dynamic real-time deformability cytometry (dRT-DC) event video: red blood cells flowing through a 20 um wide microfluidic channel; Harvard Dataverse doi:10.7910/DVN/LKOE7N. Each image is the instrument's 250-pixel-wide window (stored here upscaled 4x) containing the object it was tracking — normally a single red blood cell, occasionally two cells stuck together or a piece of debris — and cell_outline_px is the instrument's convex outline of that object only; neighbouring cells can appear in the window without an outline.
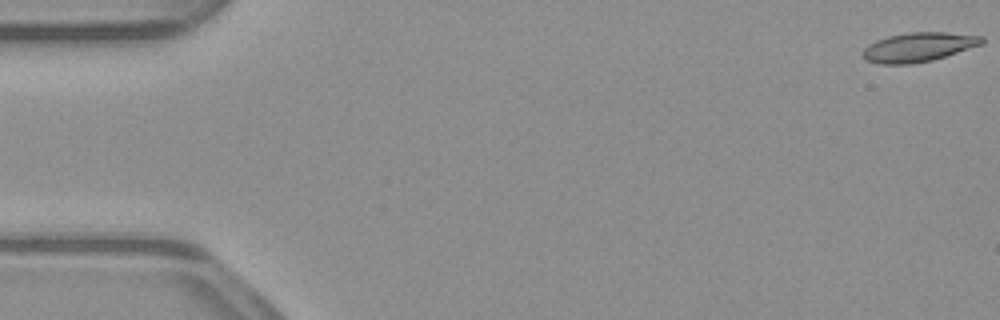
{"species": "common noctule bat (a hibernating species)", "species_latin": "Nyctalus noctula", "temperature_condition": "warm", "stored_images_in_passage": 53, "camera_frame_rate_fps": 3000, "um_per_image_px": 0.085, "animal": {"sex": "male", "body_mass_g": 23.1, "forearm_length_mm": 52.7}, "frame": {"image": 1, "passage_image": 1, "time_ms": 0.0, "image_size_px": [1000, 320], "cell_outline_px": [[984, 44], [932, 60], [912, 64], [880, 64], [864, 60], [860, 56], [860, 52], [868, 44], [876, 40], [888, 36], [908, 32], [948, 32], [984, 36]], "centroid_in_image_um": [78.04, 4.0], "position_along_channel_um": 7.0, "area_um2": 20.63}}
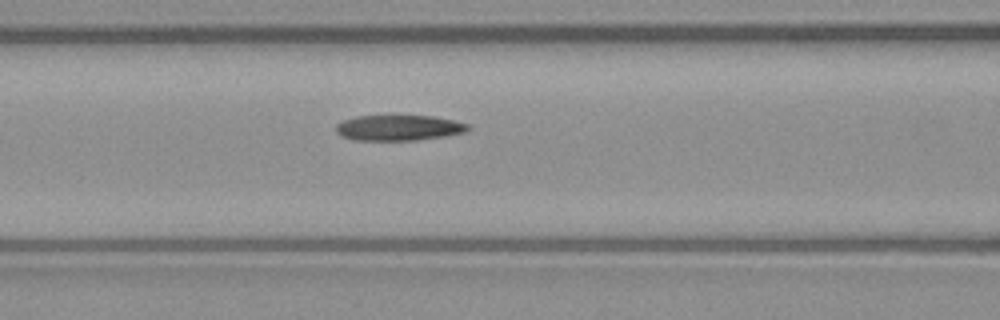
{"frame": {"image": 2, "passage_image": 22, "time_ms": 7.0, "image_size_px": [1000, 320], "cell_outline_px": [[472, 128], [464, 132], [448, 136], [416, 140], [352, 140], [340, 136], [336, 132], [336, 124], [344, 120], [356, 116], [388, 112], [436, 116], [468, 124]], "centroid_in_image_um": [33.87, 10.81], "position_along_channel_um": 132.7, "area_um2": 20.92}}
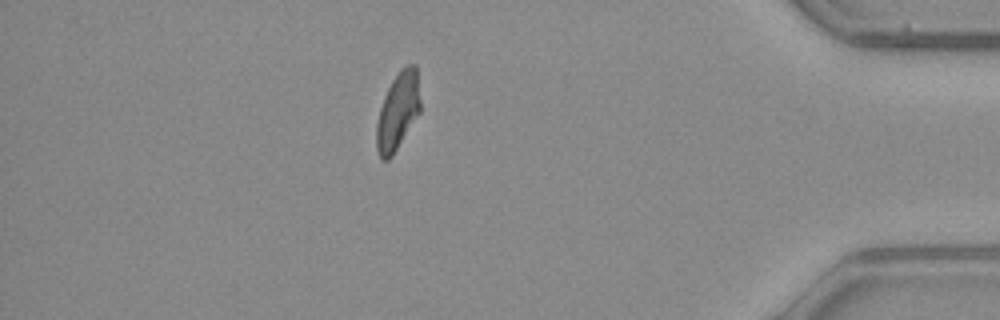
{"frame": {"image": 3, "passage_image": 46, "time_ms": 15.0, "image_size_px": [1000, 320], "cell_outline_px": [[420, 112], [392, 156], [388, 160], [380, 160], [376, 148], [376, 124], [380, 108], [384, 96], [392, 80], [400, 68], [404, 64], [416, 64], [420, 100]], "centroid_in_image_um": [33.81, 9.44], "position_along_channel_um": 401.4, "area_um2": 19.88}}